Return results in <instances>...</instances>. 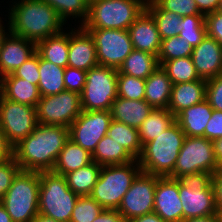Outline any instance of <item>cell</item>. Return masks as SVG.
<instances>
[{
    "label": "cell",
    "instance_id": "9a60e30c",
    "mask_svg": "<svg viewBox=\"0 0 222 222\" xmlns=\"http://www.w3.org/2000/svg\"><path fill=\"white\" fill-rule=\"evenodd\" d=\"M112 117L110 111H84L69 126V138L91 154L107 134Z\"/></svg>",
    "mask_w": 222,
    "mask_h": 222
},
{
    "label": "cell",
    "instance_id": "681fc988",
    "mask_svg": "<svg viewBox=\"0 0 222 222\" xmlns=\"http://www.w3.org/2000/svg\"><path fill=\"white\" fill-rule=\"evenodd\" d=\"M92 222H127L118 210L104 209Z\"/></svg>",
    "mask_w": 222,
    "mask_h": 222
},
{
    "label": "cell",
    "instance_id": "7402d4cb",
    "mask_svg": "<svg viewBox=\"0 0 222 222\" xmlns=\"http://www.w3.org/2000/svg\"><path fill=\"white\" fill-rule=\"evenodd\" d=\"M154 108L145 100H129L117 97L111 106L113 120L139 128Z\"/></svg>",
    "mask_w": 222,
    "mask_h": 222
},
{
    "label": "cell",
    "instance_id": "9f6ffc18",
    "mask_svg": "<svg viewBox=\"0 0 222 222\" xmlns=\"http://www.w3.org/2000/svg\"><path fill=\"white\" fill-rule=\"evenodd\" d=\"M0 222H13L4 206L0 203Z\"/></svg>",
    "mask_w": 222,
    "mask_h": 222
},
{
    "label": "cell",
    "instance_id": "603a6c76",
    "mask_svg": "<svg viewBox=\"0 0 222 222\" xmlns=\"http://www.w3.org/2000/svg\"><path fill=\"white\" fill-rule=\"evenodd\" d=\"M212 114L213 109L205 99L204 101L181 111L175 117V121L186 136L204 137L206 125L212 117Z\"/></svg>",
    "mask_w": 222,
    "mask_h": 222
},
{
    "label": "cell",
    "instance_id": "7c38bea8",
    "mask_svg": "<svg viewBox=\"0 0 222 222\" xmlns=\"http://www.w3.org/2000/svg\"><path fill=\"white\" fill-rule=\"evenodd\" d=\"M37 125L36 107L14 102L2 96L0 128L12 147L31 134Z\"/></svg>",
    "mask_w": 222,
    "mask_h": 222
},
{
    "label": "cell",
    "instance_id": "ba28073f",
    "mask_svg": "<svg viewBox=\"0 0 222 222\" xmlns=\"http://www.w3.org/2000/svg\"><path fill=\"white\" fill-rule=\"evenodd\" d=\"M213 174L199 172L179 178V197L183 207V220L218 215Z\"/></svg>",
    "mask_w": 222,
    "mask_h": 222
},
{
    "label": "cell",
    "instance_id": "680465c9",
    "mask_svg": "<svg viewBox=\"0 0 222 222\" xmlns=\"http://www.w3.org/2000/svg\"><path fill=\"white\" fill-rule=\"evenodd\" d=\"M3 26L1 24V18H0V48H1V45H2V41L4 39V37L7 35V33H5V29L3 30Z\"/></svg>",
    "mask_w": 222,
    "mask_h": 222
},
{
    "label": "cell",
    "instance_id": "c3c4849f",
    "mask_svg": "<svg viewBox=\"0 0 222 222\" xmlns=\"http://www.w3.org/2000/svg\"><path fill=\"white\" fill-rule=\"evenodd\" d=\"M212 184L215 191L216 209L219 212L222 210V167L217 169L213 174Z\"/></svg>",
    "mask_w": 222,
    "mask_h": 222
},
{
    "label": "cell",
    "instance_id": "7bdbcfd3",
    "mask_svg": "<svg viewBox=\"0 0 222 222\" xmlns=\"http://www.w3.org/2000/svg\"><path fill=\"white\" fill-rule=\"evenodd\" d=\"M12 74L15 77L23 78L31 84L38 85L40 79L39 55L35 53L29 60L18 67Z\"/></svg>",
    "mask_w": 222,
    "mask_h": 222
},
{
    "label": "cell",
    "instance_id": "f546056e",
    "mask_svg": "<svg viewBox=\"0 0 222 222\" xmlns=\"http://www.w3.org/2000/svg\"><path fill=\"white\" fill-rule=\"evenodd\" d=\"M64 71L65 68L48 62L39 56L40 79L38 88L41 97L55 95L65 90Z\"/></svg>",
    "mask_w": 222,
    "mask_h": 222
},
{
    "label": "cell",
    "instance_id": "cb8c5ba5",
    "mask_svg": "<svg viewBox=\"0 0 222 222\" xmlns=\"http://www.w3.org/2000/svg\"><path fill=\"white\" fill-rule=\"evenodd\" d=\"M173 83L167 73L158 67L147 79H145L144 99L154 109H167Z\"/></svg>",
    "mask_w": 222,
    "mask_h": 222
},
{
    "label": "cell",
    "instance_id": "ab89813d",
    "mask_svg": "<svg viewBox=\"0 0 222 222\" xmlns=\"http://www.w3.org/2000/svg\"><path fill=\"white\" fill-rule=\"evenodd\" d=\"M104 208L90 196H79L70 218V222H92Z\"/></svg>",
    "mask_w": 222,
    "mask_h": 222
},
{
    "label": "cell",
    "instance_id": "83f0119b",
    "mask_svg": "<svg viewBox=\"0 0 222 222\" xmlns=\"http://www.w3.org/2000/svg\"><path fill=\"white\" fill-rule=\"evenodd\" d=\"M158 67V56L133 49L118 71L135 78L147 79Z\"/></svg>",
    "mask_w": 222,
    "mask_h": 222
},
{
    "label": "cell",
    "instance_id": "d6a6232c",
    "mask_svg": "<svg viewBox=\"0 0 222 222\" xmlns=\"http://www.w3.org/2000/svg\"><path fill=\"white\" fill-rule=\"evenodd\" d=\"M175 122L168 109H154L138 128L142 145L152 141Z\"/></svg>",
    "mask_w": 222,
    "mask_h": 222
},
{
    "label": "cell",
    "instance_id": "11a10c76",
    "mask_svg": "<svg viewBox=\"0 0 222 222\" xmlns=\"http://www.w3.org/2000/svg\"><path fill=\"white\" fill-rule=\"evenodd\" d=\"M181 222H219L218 215L184 219Z\"/></svg>",
    "mask_w": 222,
    "mask_h": 222
},
{
    "label": "cell",
    "instance_id": "d590c367",
    "mask_svg": "<svg viewBox=\"0 0 222 222\" xmlns=\"http://www.w3.org/2000/svg\"><path fill=\"white\" fill-rule=\"evenodd\" d=\"M178 36L194 48L207 36L204 15L183 16Z\"/></svg>",
    "mask_w": 222,
    "mask_h": 222
},
{
    "label": "cell",
    "instance_id": "bcb514c9",
    "mask_svg": "<svg viewBox=\"0 0 222 222\" xmlns=\"http://www.w3.org/2000/svg\"><path fill=\"white\" fill-rule=\"evenodd\" d=\"M206 33L222 46V13L215 11L205 15Z\"/></svg>",
    "mask_w": 222,
    "mask_h": 222
},
{
    "label": "cell",
    "instance_id": "8992f818",
    "mask_svg": "<svg viewBox=\"0 0 222 222\" xmlns=\"http://www.w3.org/2000/svg\"><path fill=\"white\" fill-rule=\"evenodd\" d=\"M141 171L136 159L126 164L102 166L89 196L104 209L117 210L123 196Z\"/></svg>",
    "mask_w": 222,
    "mask_h": 222
},
{
    "label": "cell",
    "instance_id": "4fadbf2b",
    "mask_svg": "<svg viewBox=\"0 0 222 222\" xmlns=\"http://www.w3.org/2000/svg\"><path fill=\"white\" fill-rule=\"evenodd\" d=\"M95 41L98 65L119 69L133 50L128 30H87Z\"/></svg>",
    "mask_w": 222,
    "mask_h": 222
},
{
    "label": "cell",
    "instance_id": "e575fe53",
    "mask_svg": "<svg viewBox=\"0 0 222 222\" xmlns=\"http://www.w3.org/2000/svg\"><path fill=\"white\" fill-rule=\"evenodd\" d=\"M160 66L167 73L173 85L200 79L191 56L171 59L163 62Z\"/></svg>",
    "mask_w": 222,
    "mask_h": 222
},
{
    "label": "cell",
    "instance_id": "3957f363",
    "mask_svg": "<svg viewBox=\"0 0 222 222\" xmlns=\"http://www.w3.org/2000/svg\"><path fill=\"white\" fill-rule=\"evenodd\" d=\"M185 138V133L175 121L163 133L143 145L137 159L141 170L160 177L169 176L174 171Z\"/></svg>",
    "mask_w": 222,
    "mask_h": 222
},
{
    "label": "cell",
    "instance_id": "1f68e13d",
    "mask_svg": "<svg viewBox=\"0 0 222 222\" xmlns=\"http://www.w3.org/2000/svg\"><path fill=\"white\" fill-rule=\"evenodd\" d=\"M107 135L121 144L134 159L137 160L141 155L143 145L137 128L112 119Z\"/></svg>",
    "mask_w": 222,
    "mask_h": 222
},
{
    "label": "cell",
    "instance_id": "9c48e42d",
    "mask_svg": "<svg viewBox=\"0 0 222 222\" xmlns=\"http://www.w3.org/2000/svg\"><path fill=\"white\" fill-rule=\"evenodd\" d=\"M118 69L97 65L87 71L86 83L80 94L84 111H110L117 94Z\"/></svg>",
    "mask_w": 222,
    "mask_h": 222
},
{
    "label": "cell",
    "instance_id": "f907efd6",
    "mask_svg": "<svg viewBox=\"0 0 222 222\" xmlns=\"http://www.w3.org/2000/svg\"><path fill=\"white\" fill-rule=\"evenodd\" d=\"M13 156V147L7 142L5 134L0 128V162Z\"/></svg>",
    "mask_w": 222,
    "mask_h": 222
},
{
    "label": "cell",
    "instance_id": "f35d334b",
    "mask_svg": "<svg viewBox=\"0 0 222 222\" xmlns=\"http://www.w3.org/2000/svg\"><path fill=\"white\" fill-rule=\"evenodd\" d=\"M117 94L129 100H143L145 96V80L135 78L118 71Z\"/></svg>",
    "mask_w": 222,
    "mask_h": 222
},
{
    "label": "cell",
    "instance_id": "30bf717a",
    "mask_svg": "<svg viewBox=\"0 0 222 222\" xmlns=\"http://www.w3.org/2000/svg\"><path fill=\"white\" fill-rule=\"evenodd\" d=\"M219 168L214 156L212 140L205 137L186 136L174 171L168 177L179 179L185 174L199 172L214 174Z\"/></svg>",
    "mask_w": 222,
    "mask_h": 222
},
{
    "label": "cell",
    "instance_id": "ffe728a7",
    "mask_svg": "<svg viewBox=\"0 0 222 222\" xmlns=\"http://www.w3.org/2000/svg\"><path fill=\"white\" fill-rule=\"evenodd\" d=\"M133 49L158 56L161 38L152 15L145 11L128 28Z\"/></svg>",
    "mask_w": 222,
    "mask_h": 222
},
{
    "label": "cell",
    "instance_id": "f6af8a7d",
    "mask_svg": "<svg viewBox=\"0 0 222 222\" xmlns=\"http://www.w3.org/2000/svg\"><path fill=\"white\" fill-rule=\"evenodd\" d=\"M206 100L213 110L222 111V74L206 81Z\"/></svg>",
    "mask_w": 222,
    "mask_h": 222
},
{
    "label": "cell",
    "instance_id": "2e32d148",
    "mask_svg": "<svg viewBox=\"0 0 222 222\" xmlns=\"http://www.w3.org/2000/svg\"><path fill=\"white\" fill-rule=\"evenodd\" d=\"M183 207L179 197V179L160 177L154 194V210L165 222H181Z\"/></svg>",
    "mask_w": 222,
    "mask_h": 222
},
{
    "label": "cell",
    "instance_id": "74e56055",
    "mask_svg": "<svg viewBox=\"0 0 222 222\" xmlns=\"http://www.w3.org/2000/svg\"><path fill=\"white\" fill-rule=\"evenodd\" d=\"M49 4L64 21L68 17H82V24L86 22L89 15V4L85 0H41Z\"/></svg>",
    "mask_w": 222,
    "mask_h": 222
},
{
    "label": "cell",
    "instance_id": "5b68a950",
    "mask_svg": "<svg viewBox=\"0 0 222 222\" xmlns=\"http://www.w3.org/2000/svg\"><path fill=\"white\" fill-rule=\"evenodd\" d=\"M145 9L143 0H97L89 5V15L82 26L86 30H128Z\"/></svg>",
    "mask_w": 222,
    "mask_h": 222
},
{
    "label": "cell",
    "instance_id": "44dd1931",
    "mask_svg": "<svg viewBox=\"0 0 222 222\" xmlns=\"http://www.w3.org/2000/svg\"><path fill=\"white\" fill-rule=\"evenodd\" d=\"M206 80L173 85L168 110L176 117L181 111L206 99Z\"/></svg>",
    "mask_w": 222,
    "mask_h": 222
},
{
    "label": "cell",
    "instance_id": "91938a15",
    "mask_svg": "<svg viewBox=\"0 0 222 222\" xmlns=\"http://www.w3.org/2000/svg\"><path fill=\"white\" fill-rule=\"evenodd\" d=\"M0 97L3 96V76L0 74Z\"/></svg>",
    "mask_w": 222,
    "mask_h": 222
},
{
    "label": "cell",
    "instance_id": "52a82bcc",
    "mask_svg": "<svg viewBox=\"0 0 222 222\" xmlns=\"http://www.w3.org/2000/svg\"><path fill=\"white\" fill-rule=\"evenodd\" d=\"M79 198L67 184L66 177L53 171L40 172L39 213L59 222H70Z\"/></svg>",
    "mask_w": 222,
    "mask_h": 222
},
{
    "label": "cell",
    "instance_id": "7a4b0ae2",
    "mask_svg": "<svg viewBox=\"0 0 222 222\" xmlns=\"http://www.w3.org/2000/svg\"><path fill=\"white\" fill-rule=\"evenodd\" d=\"M9 13V32L35 43L60 33L65 24L58 13L41 0H21Z\"/></svg>",
    "mask_w": 222,
    "mask_h": 222
},
{
    "label": "cell",
    "instance_id": "d6986e66",
    "mask_svg": "<svg viewBox=\"0 0 222 222\" xmlns=\"http://www.w3.org/2000/svg\"><path fill=\"white\" fill-rule=\"evenodd\" d=\"M191 59L200 79L209 80L222 74V46L206 36L194 47Z\"/></svg>",
    "mask_w": 222,
    "mask_h": 222
},
{
    "label": "cell",
    "instance_id": "7dc6e473",
    "mask_svg": "<svg viewBox=\"0 0 222 222\" xmlns=\"http://www.w3.org/2000/svg\"><path fill=\"white\" fill-rule=\"evenodd\" d=\"M204 137L209 140L222 137V111L213 110L212 117L206 125Z\"/></svg>",
    "mask_w": 222,
    "mask_h": 222
},
{
    "label": "cell",
    "instance_id": "6da1fadb",
    "mask_svg": "<svg viewBox=\"0 0 222 222\" xmlns=\"http://www.w3.org/2000/svg\"><path fill=\"white\" fill-rule=\"evenodd\" d=\"M69 139V128L38 123L31 134L13 147V156L21 170L52 171Z\"/></svg>",
    "mask_w": 222,
    "mask_h": 222
},
{
    "label": "cell",
    "instance_id": "4dcf8cb0",
    "mask_svg": "<svg viewBox=\"0 0 222 222\" xmlns=\"http://www.w3.org/2000/svg\"><path fill=\"white\" fill-rule=\"evenodd\" d=\"M102 166L91 162L65 175L68 187L79 196H89L100 175Z\"/></svg>",
    "mask_w": 222,
    "mask_h": 222
},
{
    "label": "cell",
    "instance_id": "ac0fdd59",
    "mask_svg": "<svg viewBox=\"0 0 222 222\" xmlns=\"http://www.w3.org/2000/svg\"><path fill=\"white\" fill-rule=\"evenodd\" d=\"M69 33L68 66L88 71L98 65L95 41L83 26Z\"/></svg>",
    "mask_w": 222,
    "mask_h": 222
},
{
    "label": "cell",
    "instance_id": "94428289",
    "mask_svg": "<svg viewBox=\"0 0 222 222\" xmlns=\"http://www.w3.org/2000/svg\"><path fill=\"white\" fill-rule=\"evenodd\" d=\"M218 12L222 13V0L219 1Z\"/></svg>",
    "mask_w": 222,
    "mask_h": 222
},
{
    "label": "cell",
    "instance_id": "836d02e7",
    "mask_svg": "<svg viewBox=\"0 0 222 222\" xmlns=\"http://www.w3.org/2000/svg\"><path fill=\"white\" fill-rule=\"evenodd\" d=\"M146 10L154 18L161 40L179 34L181 16L163 10L155 1L147 3Z\"/></svg>",
    "mask_w": 222,
    "mask_h": 222
},
{
    "label": "cell",
    "instance_id": "e7e4bbea",
    "mask_svg": "<svg viewBox=\"0 0 222 222\" xmlns=\"http://www.w3.org/2000/svg\"><path fill=\"white\" fill-rule=\"evenodd\" d=\"M89 5L94 2V1H97V0H85Z\"/></svg>",
    "mask_w": 222,
    "mask_h": 222
},
{
    "label": "cell",
    "instance_id": "6125c7cd",
    "mask_svg": "<svg viewBox=\"0 0 222 222\" xmlns=\"http://www.w3.org/2000/svg\"><path fill=\"white\" fill-rule=\"evenodd\" d=\"M219 222H222V210L218 212Z\"/></svg>",
    "mask_w": 222,
    "mask_h": 222
},
{
    "label": "cell",
    "instance_id": "f5cc1de1",
    "mask_svg": "<svg viewBox=\"0 0 222 222\" xmlns=\"http://www.w3.org/2000/svg\"><path fill=\"white\" fill-rule=\"evenodd\" d=\"M127 222H165V221L161 217H159L155 212H152L140 217L133 218Z\"/></svg>",
    "mask_w": 222,
    "mask_h": 222
},
{
    "label": "cell",
    "instance_id": "277c9868",
    "mask_svg": "<svg viewBox=\"0 0 222 222\" xmlns=\"http://www.w3.org/2000/svg\"><path fill=\"white\" fill-rule=\"evenodd\" d=\"M40 172L20 170L0 203L13 222H31L39 213Z\"/></svg>",
    "mask_w": 222,
    "mask_h": 222
},
{
    "label": "cell",
    "instance_id": "5bb4252c",
    "mask_svg": "<svg viewBox=\"0 0 222 222\" xmlns=\"http://www.w3.org/2000/svg\"><path fill=\"white\" fill-rule=\"evenodd\" d=\"M158 176L141 171L123 196L118 212L129 221L152 213Z\"/></svg>",
    "mask_w": 222,
    "mask_h": 222
},
{
    "label": "cell",
    "instance_id": "b9f144b4",
    "mask_svg": "<svg viewBox=\"0 0 222 222\" xmlns=\"http://www.w3.org/2000/svg\"><path fill=\"white\" fill-rule=\"evenodd\" d=\"M21 170L14 156L0 162V201L12 185L14 177Z\"/></svg>",
    "mask_w": 222,
    "mask_h": 222
},
{
    "label": "cell",
    "instance_id": "e0dca14e",
    "mask_svg": "<svg viewBox=\"0 0 222 222\" xmlns=\"http://www.w3.org/2000/svg\"><path fill=\"white\" fill-rule=\"evenodd\" d=\"M0 48V74L13 73L36 53V43L9 32Z\"/></svg>",
    "mask_w": 222,
    "mask_h": 222
},
{
    "label": "cell",
    "instance_id": "6f0895ef",
    "mask_svg": "<svg viewBox=\"0 0 222 222\" xmlns=\"http://www.w3.org/2000/svg\"><path fill=\"white\" fill-rule=\"evenodd\" d=\"M31 222H59V221H56L54 218H50L38 213Z\"/></svg>",
    "mask_w": 222,
    "mask_h": 222
},
{
    "label": "cell",
    "instance_id": "4316f807",
    "mask_svg": "<svg viewBox=\"0 0 222 222\" xmlns=\"http://www.w3.org/2000/svg\"><path fill=\"white\" fill-rule=\"evenodd\" d=\"M93 162L92 154L69 139L56 160L53 172L65 176Z\"/></svg>",
    "mask_w": 222,
    "mask_h": 222
},
{
    "label": "cell",
    "instance_id": "8d00e7d4",
    "mask_svg": "<svg viewBox=\"0 0 222 222\" xmlns=\"http://www.w3.org/2000/svg\"><path fill=\"white\" fill-rule=\"evenodd\" d=\"M193 47L188 41L182 40L178 35L161 40V46L158 53V61L161 65L171 59L189 57L192 54Z\"/></svg>",
    "mask_w": 222,
    "mask_h": 222
},
{
    "label": "cell",
    "instance_id": "8fae6325",
    "mask_svg": "<svg viewBox=\"0 0 222 222\" xmlns=\"http://www.w3.org/2000/svg\"><path fill=\"white\" fill-rule=\"evenodd\" d=\"M81 112L80 94L68 90L41 97L36 107L38 123L60 125L67 128Z\"/></svg>",
    "mask_w": 222,
    "mask_h": 222
},
{
    "label": "cell",
    "instance_id": "60d3db41",
    "mask_svg": "<svg viewBox=\"0 0 222 222\" xmlns=\"http://www.w3.org/2000/svg\"><path fill=\"white\" fill-rule=\"evenodd\" d=\"M163 9L173 12L181 17L192 15H203L196 4L195 0H155Z\"/></svg>",
    "mask_w": 222,
    "mask_h": 222
},
{
    "label": "cell",
    "instance_id": "484cf974",
    "mask_svg": "<svg viewBox=\"0 0 222 222\" xmlns=\"http://www.w3.org/2000/svg\"><path fill=\"white\" fill-rule=\"evenodd\" d=\"M36 53L44 60L62 68L68 66L69 33L61 31L36 43Z\"/></svg>",
    "mask_w": 222,
    "mask_h": 222
},
{
    "label": "cell",
    "instance_id": "d4e9b609",
    "mask_svg": "<svg viewBox=\"0 0 222 222\" xmlns=\"http://www.w3.org/2000/svg\"><path fill=\"white\" fill-rule=\"evenodd\" d=\"M3 96L14 102L37 107L41 95L38 85L31 84L12 73L3 76Z\"/></svg>",
    "mask_w": 222,
    "mask_h": 222
},
{
    "label": "cell",
    "instance_id": "be15d7a7",
    "mask_svg": "<svg viewBox=\"0 0 222 222\" xmlns=\"http://www.w3.org/2000/svg\"><path fill=\"white\" fill-rule=\"evenodd\" d=\"M143 1H144L145 4H147V3L153 2L155 0H143Z\"/></svg>",
    "mask_w": 222,
    "mask_h": 222
},
{
    "label": "cell",
    "instance_id": "db71d44e",
    "mask_svg": "<svg viewBox=\"0 0 222 222\" xmlns=\"http://www.w3.org/2000/svg\"><path fill=\"white\" fill-rule=\"evenodd\" d=\"M212 144L215 159L219 167H222V137L212 140Z\"/></svg>",
    "mask_w": 222,
    "mask_h": 222
},
{
    "label": "cell",
    "instance_id": "816d5d0a",
    "mask_svg": "<svg viewBox=\"0 0 222 222\" xmlns=\"http://www.w3.org/2000/svg\"><path fill=\"white\" fill-rule=\"evenodd\" d=\"M199 11L205 16L218 10L220 0H195Z\"/></svg>",
    "mask_w": 222,
    "mask_h": 222
},
{
    "label": "cell",
    "instance_id": "f1b7e54d",
    "mask_svg": "<svg viewBox=\"0 0 222 222\" xmlns=\"http://www.w3.org/2000/svg\"><path fill=\"white\" fill-rule=\"evenodd\" d=\"M92 160L100 166L126 164L135 159L121 144L114 141L109 135H105L97 144L92 153Z\"/></svg>",
    "mask_w": 222,
    "mask_h": 222
},
{
    "label": "cell",
    "instance_id": "ee69618b",
    "mask_svg": "<svg viewBox=\"0 0 222 222\" xmlns=\"http://www.w3.org/2000/svg\"><path fill=\"white\" fill-rule=\"evenodd\" d=\"M87 72L67 66L64 71L65 90L81 94L86 83Z\"/></svg>",
    "mask_w": 222,
    "mask_h": 222
}]
</instances>
